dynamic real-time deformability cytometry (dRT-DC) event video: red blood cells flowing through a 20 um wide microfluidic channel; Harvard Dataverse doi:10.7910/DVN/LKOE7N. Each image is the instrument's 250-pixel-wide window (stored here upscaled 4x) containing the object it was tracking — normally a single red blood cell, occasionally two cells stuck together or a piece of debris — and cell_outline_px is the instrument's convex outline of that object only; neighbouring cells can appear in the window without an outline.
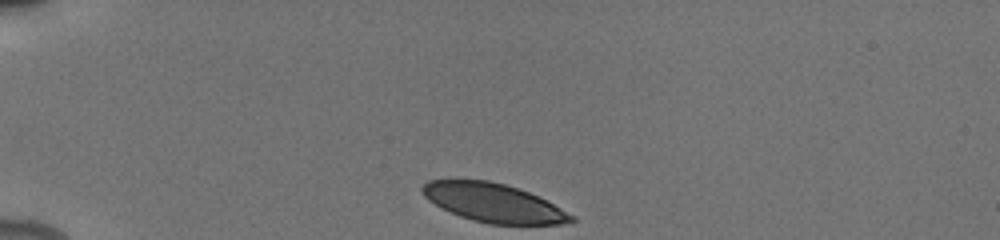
{"species": "human", "species_latin": "Homo sapiens", "temperature_condition": "cold", "stored_images_in_passage": 6, "camera_frame_rate_fps": 3000, "um_per_image_px": 0.085, "donor": {"sex": "male"}, "frame": {"image": 1, "passage_image": 1, "time_ms": 0.0, "image_size_px": [1000, 240], "cell_outline_px": [[576, 220], [572, 224], [488, 224], [472, 220], [460, 216], [440, 208], [428, 200], [420, 192], [420, 188], [428, 180], [488, 180], [504, 184], [528, 192], [576, 216]], "centroid_in_image_um": [41.93, 17.25], "position_along_channel_um": 43.1, "area_um2": 33.52}}